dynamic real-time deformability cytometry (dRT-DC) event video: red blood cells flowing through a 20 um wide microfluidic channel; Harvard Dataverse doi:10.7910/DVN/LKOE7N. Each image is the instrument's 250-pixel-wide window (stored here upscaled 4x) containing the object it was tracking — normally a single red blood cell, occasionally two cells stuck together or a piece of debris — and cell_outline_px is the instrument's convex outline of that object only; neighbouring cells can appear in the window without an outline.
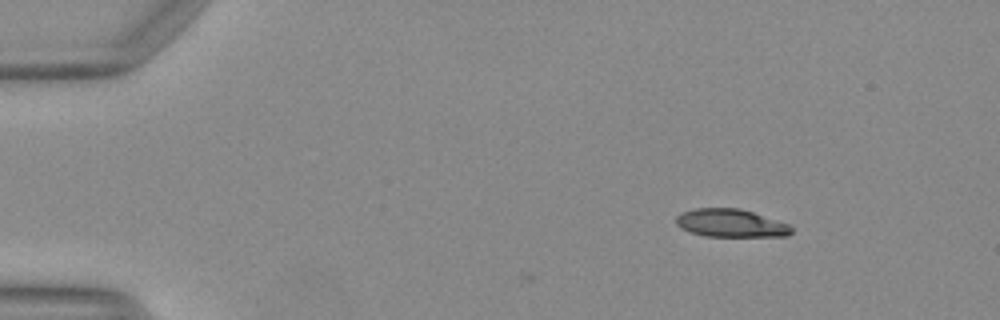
{"species": "Egyptian fruit bat (a non-hibernating species)", "species_latin": "Rousettus aegyptiacus", "temperature_condition": "warm", "stored_images_in_passage": 3, "camera_frame_rate_fps": 3000, "um_per_image_px": 0.085, "animal": {"sex": "female"}, "frame": {"image": 1, "passage_image": 1, "time_ms": 0.0, "image_size_px": [1000, 320], "cell_outline_px": [[792, 232], [788, 236], [704, 236], [680, 228], [676, 224], [676, 216], [684, 212], [696, 208], [740, 208], [788, 224], [792, 228]], "centroid_in_image_um": [62.1, 18.97], "position_along_channel_um": 22.9, "area_um2": 18.61}}